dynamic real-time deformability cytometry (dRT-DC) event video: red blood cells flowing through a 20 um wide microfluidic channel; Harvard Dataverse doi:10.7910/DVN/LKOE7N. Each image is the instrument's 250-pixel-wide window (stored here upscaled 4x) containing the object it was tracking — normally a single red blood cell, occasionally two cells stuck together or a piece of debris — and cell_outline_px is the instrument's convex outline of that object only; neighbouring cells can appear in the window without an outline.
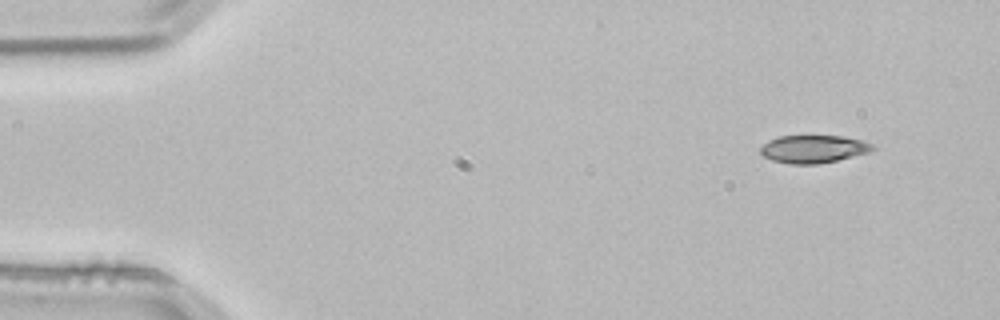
{"species": "common noctule bat (a hibernating species)", "species_latin": "Nyctalus noctula", "temperature_condition": "room temperature", "stored_images_in_passage": 4, "camera_frame_rate_fps": 3000, "um_per_image_px": 0.085, "animal": {"sex": "male", "body_mass_g": 21.5, "forearm_length_mm": 52.0}, "frame": {"image": 1, "passage_image": 1, "time_ms": 0.0, "image_size_px": [1000, 320], "cell_outline_px": [[876, 148], [868, 152], [836, 160], [816, 164], [792, 164], [772, 160], [764, 156], [760, 152], [760, 148], [768, 140], [780, 136], [844, 136], [864, 140], [872, 144]], "centroid_in_image_um": [69.14, 12.65], "position_along_channel_um": 15.9, "area_um2": 18.03}}